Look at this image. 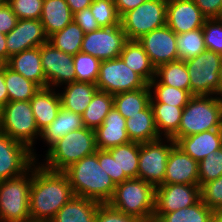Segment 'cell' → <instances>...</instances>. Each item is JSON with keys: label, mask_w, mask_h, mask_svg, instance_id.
Masks as SVG:
<instances>
[{"label": "cell", "mask_w": 222, "mask_h": 222, "mask_svg": "<svg viewBox=\"0 0 222 222\" xmlns=\"http://www.w3.org/2000/svg\"><path fill=\"white\" fill-rule=\"evenodd\" d=\"M33 166L29 197L31 222H50L74 194L64 172Z\"/></svg>", "instance_id": "1"}, {"label": "cell", "mask_w": 222, "mask_h": 222, "mask_svg": "<svg viewBox=\"0 0 222 222\" xmlns=\"http://www.w3.org/2000/svg\"><path fill=\"white\" fill-rule=\"evenodd\" d=\"M70 182L74 196L107 203L116 185L100 166L97 151L71 164L63 171Z\"/></svg>", "instance_id": "2"}, {"label": "cell", "mask_w": 222, "mask_h": 222, "mask_svg": "<svg viewBox=\"0 0 222 222\" xmlns=\"http://www.w3.org/2000/svg\"><path fill=\"white\" fill-rule=\"evenodd\" d=\"M222 129V98L193 95L183 108L178 133L172 138L195 135L204 131Z\"/></svg>", "instance_id": "3"}, {"label": "cell", "mask_w": 222, "mask_h": 222, "mask_svg": "<svg viewBox=\"0 0 222 222\" xmlns=\"http://www.w3.org/2000/svg\"><path fill=\"white\" fill-rule=\"evenodd\" d=\"M156 187L142 179H128L116 185L112 198L107 202L111 207L149 222L155 212Z\"/></svg>", "instance_id": "4"}, {"label": "cell", "mask_w": 222, "mask_h": 222, "mask_svg": "<svg viewBox=\"0 0 222 222\" xmlns=\"http://www.w3.org/2000/svg\"><path fill=\"white\" fill-rule=\"evenodd\" d=\"M97 151L95 131L90 128L69 132L57 141L46 154L47 162L42 165L51 171H64L71 164Z\"/></svg>", "instance_id": "5"}, {"label": "cell", "mask_w": 222, "mask_h": 222, "mask_svg": "<svg viewBox=\"0 0 222 222\" xmlns=\"http://www.w3.org/2000/svg\"><path fill=\"white\" fill-rule=\"evenodd\" d=\"M29 171L0 181V222H31L29 197L33 171L31 177Z\"/></svg>", "instance_id": "6"}, {"label": "cell", "mask_w": 222, "mask_h": 222, "mask_svg": "<svg viewBox=\"0 0 222 222\" xmlns=\"http://www.w3.org/2000/svg\"><path fill=\"white\" fill-rule=\"evenodd\" d=\"M0 131L32 150L33 139L41 135L30 101H11L0 109Z\"/></svg>", "instance_id": "7"}, {"label": "cell", "mask_w": 222, "mask_h": 222, "mask_svg": "<svg viewBox=\"0 0 222 222\" xmlns=\"http://www.w3.org/2000/svg\"><path fill=\"white\" fill-rule=\"evenodd\" d=\"M167 0H147L137 8L126 12L120 24L127 40H138L154 29L166 25Z\"/></svg>", "instance_id": "8"}, {"label": "cell", "mask_w": 222, "mask_h": 222, "mask_svg": "<svg viewBox=\"0 0 222 222\" xmlns=\"http://www.w3.org/2000/svg\"><path fill=\"white\" fill-rule=\"evenodd\" d=\"M222 55L205 50L195 58L185 61L190 77V94H220L219 69Z\"/></svg>", "instance_id": "9"}, {"label": "cell", "mask_w": 222, "mask_h": 222, "mask_svg": "<svg viewBox=\"0 0 222 222\" xmlns=\"http://www.w3.org/2000/svg\"><path fill=\"white\" fill-rule=\"evenodd\" d=\"M148 83L118 57L101 61L96 82L98 90L112 95L145 88Z\"/></svg>", "instance_id": "10"}, {"label": "cell", "mask_w": 222, "mask_h": 222, "mask_svg": "<svg viewBox=\"0 0 222 222\" xmlns=\"http://www.w3.org/2000/svg\"><path fill=\"white\" fill-rule=\"evenodd\" d=\"M167 141H170V145H163L161 138L140 145L138 179L155 187L163 183L169 154L176 145L171 138H167Z\"/></svg>", "instance_id": "11"}, {"label": "cell", "mask_w": 222, "mask_h": 222, "mask_svg": "<svg viewBox=\"0 0 222 222\" xmlns=\"http://www.w3.org/2000/svg\"><path fill=\"white\" fill-rule=\"evenodd\" d=\"M127 41L121 24L113 27H100L84 34L81 52L90 54L100 61L118 58Z\"/></svg>", "instance_id": "12"}, {"label": "cell", "mask_w": 222, "mask_h": 222, "mask_svg": "<svg viewBox=\"0 0 222 222\" xmlns=\"http://www.w3.org/2000/svg\"><path fill=\"white\" fill-rule=\"evenodd\" d=\"M34 157L26 145L0 131V181L21 176L29 169L33 170L31 167L36 162Z\"/></svg>", "instance_id": "13"}, {"label": "cell", "mask_w": 222, "mask_h": 222, "mask_svg": "<svg viewBox=\"0 0 222 222\" xmlns=\"http://www.w3.org/2000/svg\"><path fill=\"white\" fill-rule=\"evenodd\" d=\"M41 63L46 77V87L76 81L73 56L58 50L49 42L41 45Z\"/></svg>", "instance_id": "14"}, {"label": "cell", "mask_w": 222, "mask_h": 222, "mask_svg": "<svg viewBox=\"0 0 222 222\" xmlns=\"http://www.w3.org/2000/svg\"><path fill=\"white\" fill-rule=\"evenodd\" d=\"M200 198L199 184H161L156 187L154 213L177 211L194 205Z\"/></svg>", "instance_id": "15"}, {"label": "cell", "mask_w": 222, "mask_h": 222, "mask_svg": "<svg viewBox=\"0 0 222 222\" xmlns=\"http://www.w3.org/2000/svg\"><path fill=\"white\" fill-rule=\"evenodd\" d=\"M138 42L155 68L164 63L178 61L176 33L167 25L147 33L138 39Z\"/></svg>", "instance_id": "16"}, {"label": "cell", "mask_w": 222, "mask_h": 222, "mask_svg": "<svg viewBox=\"0 0 222 222\" xmlns=\"http://www.w3.org/2000/svg\"><path fill=\"white\" fill-rule=\"evenodd\" d=\"M46 42L48 36L40 20L18 19L15 28L6 35L7 52L10 57L24 50L40 47Z\"/></svg>", "instance_id": "17"}, {"label": "cell", "mask_w": 222, "mask_h": 222, "mask_svg": "<svg viewBox=\"0 0 222 222\" xmlns=\"http://www.w3.org/2000/svg\"><path fill=\"white\" fill-rule=\"evenodd\" d=\"M206 19L193 0H167L166 25L176 34L202 28Z\"/></svg>", "instance_id": "18"}, {"label": "cell", "mask_w": 222, "mask_h": 222, "mask_svg": "<svg viewBox=\"0 0 222 222\" xmlns=\"http://www.w3.org/2000/svg\"><path fill=\"white\" fill-rule=\"evenodd\" d=\"M162 184H199L198 161L175 145L169 154Z\"/></svg>", "instance_id": "19"}, {"label": "cell", "mask_w": 222, "mask_h": 222, "mask_svg": "<svg viewBox=\"0 0 222 222\" xmlns=\"http://www.w3.org/2000/svg\"><path fill=\"white\" fill-rule=\"evenodd\" d=\"M94 131L97 149L108 150L130 142L126 131V119L115 107L109 111L103 124Z\"/></svg>", "instance_id": "20"}, {"label": "cell", "mask_w": 222, "mask_h": 222, "mask_svg": "<svg viewBox=\"0 0 222 222\" xmlns=\"http://www.w3.org/2000/svg\"><path fill=\"white\" fill-rule=\"evenodd\" d=\"M6 65L40 88H46V77L41 63V46L12 55Z\"/></svg>", "instance_id": "21"}, {"label": "cell", "mask_w": 222, "mask_h": 222, "mask_svg": "<svg viewBox=\"0 0 222 222\" xmlns=\"http://www.w3.org/2000/svg\"><path fill=\"white\" fill-rule=\"evenodd\" d=\"M176 145L199 162L211 152L217 151L222 147V129L204 131L179 138L176 141Z\"/></svg>", "instance_id": "22"}, {"label": "cell", "mask_w": 222, "mask_h": 222, "mask_svg": "<svg viewBox=\"0 0 222 222\" xmlns=\"http://www.w3.org/2000/svg\"><path fill=\"white\" fill-rule=\"evenodd\" d=\"M49 87L40 88L30 100L37 128L41 132L52 123L61 109L59 93L51 91Z\"/></svg>", "instance_id": "23"}, {"label": "cell", "mask_w": 222, "mask_h": 222, "mask_svg": "<svg viewBox=\"0 0 222 222\" xmlns=\"http://www.w3.org/2000/svg\"><path fill=\"white\" fill-rule=\"evenodd\" d=\"M100 202L73 196L50 222H95Z\"/></svg>", "instance_id": "24"}, {"label": "cell", "mask_w": 222, "mask_h": 222, "mask_svg": "<svg viewBox=\"0 0 222 222\" xmlns=\"http://www.w3.org/2000/svg\"><path fill=\"white\" fill-rule=\"evenodd\" d=\"M119 57L148 84L155 78L156 68L138 40H127Z\"/></svg>", "instance_id": "25"}, {"label": "cell", "mask_w": 222, "mask_h": 222, "mask_svg": "<svg viewBox=\"0 0 222 222\" xmlns=\"http://www.w3.org/2000/svg\"><path fill=\"white\" fill-rule=\"evenodd\" d=\"M126 131L131 142L146 143L159 139L151 104L135 116L126 119Z\"/></svg>", "instance_id": "26"}, {"label": "cell", "mask_w": 222, "mask_h": 222, "mask_svg": "<svg viewBox=\"0 0 222 222\" xmlns=\"http://www.w3.org/2000/svg\"><path fill=\"white\" fill-rule=\"evenodd\" d=\"M140 143L128 142L108 151L118 166V184L138 176Z\"/></svg>", "instance_id": "27"}, {"label": "cell", "mask_w": 222, "mask_h": 222, "mask_svg": "<svg viewBox=\"0 0 222 222\" xmlns=\"http://www.w3.org/2000/svg\"><path fill=\"white\" fill-rule=\"evenodd\" d=\"M67 87L63 94H59L61 107L82 115L94 94L98 91V87L94 83L78 82L66 84Z\"/></svg>", "instance_id": "28"}, {"label": "cell", "mask_w": 222, "mask_h": 222, "mask_svg": "<svg viewBox=\"0 0 222 222\" xmlns=\"http://www.w3.org/2000/svg\"><path fill=\"white\" fill-rule=\"evenodd\" d=\"M40 21L46 35L62 30L73 21V13L66 0H43V9Z\"/></svg>", "instance_id": "29"}, {"label": "cell", "mask_w": 222, "mask_h": 222, "mask_svg": "<svg viewBox=\"0 0 222 222\" xmlns=\"http://www.w3.org/2000/svg\"><path fill=\"white\" fill-rule=\"evenodd\" d=\"M85 127L81 115L69 111L63 107L59 110L57 117L50 125L41 131V138L50 145V148L66 136L69 132Z\"/></svg>", "instance_id": "30"}, {"label": "cell", "mask_w": 222, "mask_h": 222, "mask_svg": "<svg viewBox=\"0 0 222 222\" xmlns=\"http://www.w3.org/2000/svg\"><path fill=\"white\" fill-rule=\"evenodd\" d=\"M150 104L154 112L155 126L159 136H161L163 130L165 137L172 139L178 133L184 107L157 103L153 96L150 98Z\"/></svg>", "instance_id": "31"}, {"label": "cell", "mask_w": 222, "mask_h": 222, "mask_svg": "<svg viewBox=\"0 0 222 222\" xmlns=\"http://www.w3.org/2000/svg\"><path fill=\"white\" fill-rule=\"evenodd\" d=\"M149 84H164L190 93V77L185 61L178 60L159 65L156 68L155 78Z\"/></svg>", "instance_id": "32"}, {"label": "cell", "mask_w": 222, "mask_h": 222, "mask_svg": "<svg viewBox=\"0 0 222 222\" xmlns=\"http://www.w3.org/2000/svg\"><path fill=\"white\" fill-rule=\"evenodd\" d=\"M149 85L135 91L114 95V107L125 118H131L150 104L152 93Z\"/></svg>", "instance_id": "33"}, {"label": "cell", "mask_w": 222, "mask_h": 222, "mask_svg": "<svg viewBox=\"0 0 222 222\" xmlns=\"http://www.w3.org/2000/svg\"><path fill=\"white\" fill-rule=\"evenodd\" d=\"M212 211L201 198L189 207L170 213H154L153 219L157 222H212Z\"/></svg>", "instance_id": "34"}, {"label": "cell", "mask_w": 222, "mask_h": 222, "mask_svg": "<svg viewBox=\"0 0 222 222\" xmlns=\"http://www.w3.org/2000/svg\"><path fill=\"white\" fill-rule=\"evenodd\" d=\"M113 107L114 95L98 90L81 115L84 126L95 130L103 124L105 117Z\"/></svg>", "instance_id": "35"}, {"label": "cell", "mask_w": 222, "mask_h": 222, "mask_svg": "<svg viewBox=\"0 0 222 222\" xmlns=\"http://www.w3.org/2000/svg\"><path fill=\"white\" fill-rule=\"evenodd\" d=\"M84 32L74 21L70 22L62 30L57 31L48 37V42L58 50L74 56L81 52Z\"/></svg>", "instance_id": "36"}, {"label": "cell", "mask_w": 222, "mask_h": 222, "mask_svg": "<svg viewBox=\"0 0 222 222\" xmlns=\"http://www.w3.org/2000/svg\"><path fill=\"white\" fill-rule=\"evenodd\" d=\"M5 85L11 101H30L40 87L5 64Z\"/></svg>", "instance_id": "37"}, {"label": "cell", "mask_w": 222, "mask_h": 222, "mask_svg": "<svg viewBox=\"0 0 222 222\" xmlns=\"http://www.w3.org/2000/svg\"><path fill=\"white\" fill-rule=\"evenodd\" d=\"M178 60L188 61L206 50L202 28L176 34Z\"/></svg>", "instance_id": "38"}, {"label": "cell", "mask_w": 222, "mask_h": 222, "mask_svg": "<svg viewBox=\"0 0 222 222\" xmlns=\"http://www.w3.org/2000/svg\"><path fill=\"white\" fill-rule=\"evenodd\" d=\"M101 61L90 54L79 52L73 56L76 81L96 84Z\"/></svg>", "instance_id": "39"}, {"label": "cell", "mask_w": 222, "mask_h": 222, "mask_svg": "<svg viewBox=\"0 0 222 222\" xmlns=\"http://www.w3.org/2000/svg\"><path fill=\"white\" fill-rule=\"evenodd\" d=\"M151 89L155 88V101L176 107H185L192 97L187 90H181L164 84H148Z\"/></svg>", "instance_id": "40"}, {"label": "cell", "mask_w": 222, "mask_h": 222, "mask_svg": "<svg viewBox=\"0 0 222 222\" xmlns=\"http://www.w3.org/2000/svg\"><path fill=\"white\" fill-rule=\"evenodd\" d=\"M200 188L222 175V147L198 162Z\"/></svg>", "instance_id": "41"}, {"label": "cell", "mask_w": 222, "mask_h": 222, "mask_svg": "<svg viewBox=\"0 0 222 222\" xmlns=\"http://www.w3.org/2000/svg\"><path fill=\"white\" fill-rule=\"evenodd\" d=\"M90 10L100 27L120 25V16L113 0H93Z\"/></svg>", "instance_id": "42"}, {"label": "cell", "mask_w": 222, "mask_h": 222, "mask_svg": "<svg viewBox=\"0 0 222 222\" xmlns=\"http://www.w3.org/2000/svg\"><path fill=\"white\" fill-rule=\"evenodd\" d=\"M202 31L206 49L222 55V21L219 18H207Z\"/></svg>", "instance_id": "43"}, {"label": "cell", "mask_w": 222, "mask_h": 222, "mask_svg": "<svg viewBox=\"0 0 222 222\" xmlns=\"http://www.w3.org/2000/svg\"><path fill=\"white\" fill-rule=\"evenodd\" d=\"M18 19L40 20L43 0H8Z\"/></svg>", "instance_id": "44"}, {"label": "cell", "mask_w": 222, "mask_h": 222, "mask_svg": "<svg viewBox=\"0 0 222 222\" xmlns=\"http://www.w3.org/2000/svg\"><path fill=\"white\" fill-rule=\"evenodd\" d=\"M201 200L214 212L222 209V175L200 188Z\"/></svg>", "instance_id": "45"}, {"label": "cell", "mask_w": 222, "mask_h": 222, "mask_svg": "<svg viewBox=\"0 0 222 222\" xmlns=\"http://www.w3.org/2000/svg\"><path fill=\"white\" fill-rule=\"evenodd\" d=\"M95 222H142L135 216L125 214L108 203H100L97 209Z\"/></svg>", "instance_id": "46"}, {"label": "cell", "mask_w": 222, "mask_h": 222, "mask_svg": "<svg viewBox=\"0 0 222 222\" xmlns=\"http://www.w3.org/2000/svg\"><path fill=\"white\" fill-rule=\"evenodd\" d=\"M73 21L82 28L84 34L96 31L100 28L90 10V7L74 13Z\"/></svg>", "instance_id": "47"}, {"label": "cell", "mask_w": 222, "mask_h": 222, "mask_svg": "<svg viewBox=\"0 0 222 222\" xmlns=\"http://www.w3.org/2000/svg\"><path fill=\"white\" fill-rule=\"evenodd\" d=\"M97 156L100 166L111 177L115 185H118V166L108 150L97 149Z\"/></svg>", "instance_id": "48"}, {"label": "cell", "mask_w": 222, "mask_h": 222, "mask_svg": "<svg viewBox=\"0 0 222 222\" xmlns=\"http://www.w3.org/2000/svg\"><path fill=\"white\" fill-rule=\"evenodd\" d=\"M17 21L11 6L7 2L0 3V33L7 35L15 28Z\"/></svg>", "instance_id": "49"}, {"label": "cell", "mask_w": 222, "mask_h": 222, "mask_svg": "<svg viewBox=\"0 0 222 222\" xmlns=\"http://www.w3.org/2000/svg\"><path fill=\"white\" fill-rule=\"evenodd\" d=\"M206 18H219L222 14V0H193Z\"/></svg>", "instance_id": "50"}, {"label": "cell", "mask_w": 222, "mask_h": 222, "mask_svg": "<svg viewBox=\"0 0 222 222\" xmlns=\"http://www.w3.org/2000/svg\"><path fill=\"white\" fill-rule=\"evenodd\" d=\"M147 0H114L120 18L128 11L137 8Z\"/></svg>", "instance_id": "51"}, {"label": "cell", "mask_w": 222, "mask_h": 222, "mask_svg": "<svg viewBox=\"0 0 222 222\" xmlns=\"http://www.w3.org/2000/svg\"><path fill=\"white\" fill-rule=\"evenodd\" d=\"M9 102L7 87L5 85V65L0 66V109Z\"/></svg>", "instance_id": "52"}, {"label": "cell", "mask_w": 222, "mask_h": 222, "mask_svg": "<svg viewBox=\"0 0 222 222\" xmlns=\"http://www.w3.org/2000/svg\"><path fill=\"white\" fill-rule=\"evenodd\" d=\"M70 10L72 13H76L78 11H81L85 8L90 7L93 0H66Z\"/></svg>", "instance_id": "53"}, {"label": "cell", "mask_w": 222, "mask_h": 222, "mask_svg": "<svg viewBox=\"0 0 222 222\" xmlns=\"http://www.w3.org/2000/svg\"><path fill=\"white\" fill-rule=\"evenodd\" d=\"M10 56L7 52V46H6V35L0 33V63L2 65L7 64L9 61Z\"/></svg>", "instance_id": "54"}, {"label": "cell", "mask_w": 222, "mask_h": 222, "mask_svg": "<svg viewBox=\"0 0 222 222\" xmlns=\"http://www.w3.org/2000/svg\"><path fill=\"white\" fill-rule=\"evenodd\" d=\"M219 83H220V95L222 96V58H221V64L219 69Z\"/></svg>", "instance_id": "55"}, {"label": "cell", "mask_w": 222, "mask_h": 222, "mask_svg": "<svg viewBox=\"0 0 222 222\" xmlns=\"http://www.w3.org/2000/svg\"><path fill=\"white\" fill-rule=\"evenodd\" d=\"M212 222H222V215L219 212H215Z\"/></svg>", "instance_id": "56"}, {"label": "cell", "mask_w": 222, "mask_h": 222, "mask_svg": "<svg viewBox=\"0 0 222 222\" xmlns=\"http://www.w3.org/2000/svg\"><path fill=\"white\" fill-rule=\"evenodd\" d=\"M8 0H0V3H6Z\"/></svg>", "instance_id": "57"}]
</instances>
